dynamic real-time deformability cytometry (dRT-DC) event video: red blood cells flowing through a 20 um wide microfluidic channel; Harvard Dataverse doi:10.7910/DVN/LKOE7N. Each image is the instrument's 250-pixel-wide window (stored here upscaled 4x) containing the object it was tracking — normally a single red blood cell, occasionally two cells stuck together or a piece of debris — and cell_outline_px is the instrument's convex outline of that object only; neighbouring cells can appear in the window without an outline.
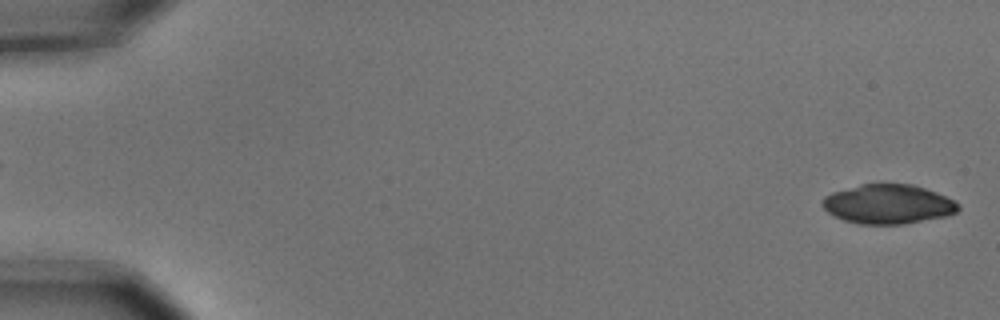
{"species": "common noctule bat (a hibernating species)", "species_latin": "Nyctalus noctula", "temperature_condition": "cold", "stored_images_in_passage": 5, "segment_of_instrument_passage": [2, 2], "camera_frame_rate_fps": 3000, "um_per_image_px": 0.085, "animal": {"sex": "male", "body_mass_g": 15.6}, "frame": {"image": 1, "passage_image": 5, "time_ms": 1.333, "image_size_px": [1000, 320], "cell_outline_px": [[960, 208], [956, 212], [948, 216], [904, 224], [860, 224], [844, 220], [828, 212], [820, 204], [820, 200], [824, 196], [832, 192], [860, 184], [912, 184], [936, 192], [956, 200], [960, 204]], "centroid_in_image_um": [75.5, 17.35], "position_along_channel_um": 9.5, "area_um2": 31.39}}